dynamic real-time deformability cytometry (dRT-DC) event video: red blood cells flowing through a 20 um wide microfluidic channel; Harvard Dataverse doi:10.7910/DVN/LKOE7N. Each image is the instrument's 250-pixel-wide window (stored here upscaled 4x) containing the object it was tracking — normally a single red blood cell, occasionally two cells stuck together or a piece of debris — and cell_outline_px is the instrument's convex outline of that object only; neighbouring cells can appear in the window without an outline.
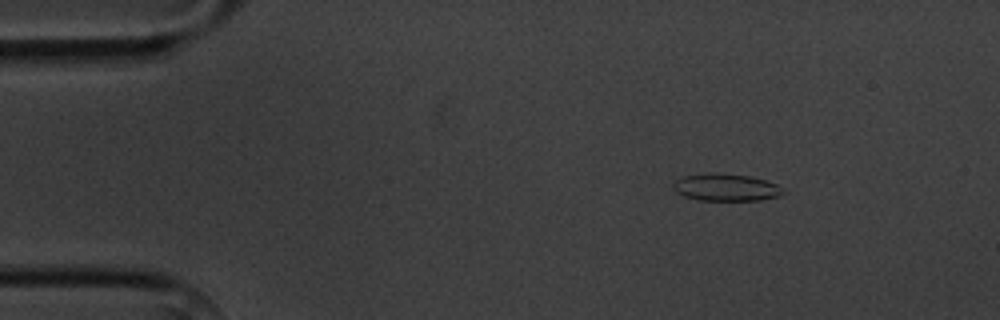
{"species": "common noctule bat (a hibernating species)", "species_latin": "Nyctalus noctula", "temperature_condition": "cold", "stored_images_in_passage": 5, "camera_frame_rate_fps": 3000, "um_per_image_px": 0.085, "animal": {"sex": "male", "body_mass_g": 20.1, "forearm_length_mm": 53.5}, "frame": {"image": 1, "passage_image": 3, "time_ms": 2.333, "image_size_px": [1000, 320], "cell_outline_px": [[788, 192], [780, 196], [760, 200], [700, 200], [684, 196], [676, 192], [672, 188], [672, 184], [676, 180], [684, 176], [712, 172], [748, 176], [764, 180], [776, 184], [784, 188]], "centroid_in_image_um": [61.73, 15.93], "position_along_channel_um": 23.3, "area_um2": 17.51}}